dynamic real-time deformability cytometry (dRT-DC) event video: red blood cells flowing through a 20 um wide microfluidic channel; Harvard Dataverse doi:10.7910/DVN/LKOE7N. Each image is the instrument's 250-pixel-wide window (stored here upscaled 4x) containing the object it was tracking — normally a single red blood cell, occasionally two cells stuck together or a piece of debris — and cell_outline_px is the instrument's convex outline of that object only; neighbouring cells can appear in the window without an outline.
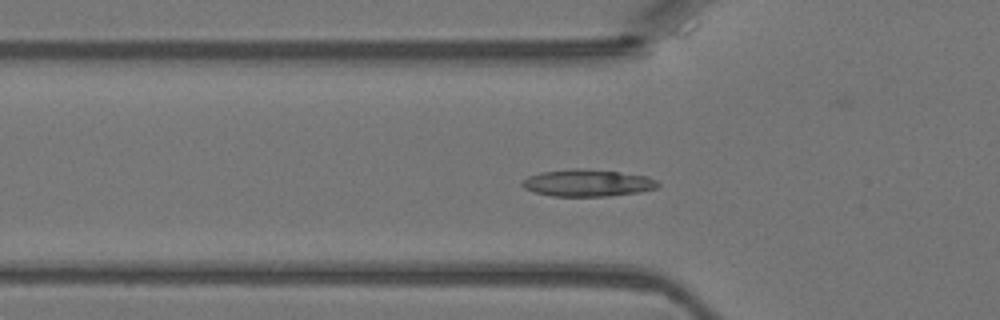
{"species": "Egyptian fruit bat (a non-hibernating species)", "species_latin": "Rousettus aegyptiacus", "temperature_condition": "warm", "stored_images_in_passage": 45, "camera_frame_rate_fps": 3000, "um_per_image_px": 0.085, "animal": {"sex": "female"}, "frame": {"image": 1, "passage_image": 14, "time_ms": 4.333, "image_size_px": [1000, 320], "cell_outline_px": [[660, 184], [656, 188], [640, 192], [608, 196], [552, 196], [536, 192], [524, 188], [520, 184], [528, 176], [540, 172], [572, 168], [580, 168], [620, 172], [648, 176], [656, 180]], "centroid_in_image_um": [49.95, 15.54], "position_along_channel_um": 75.9, "area_um2": 21.39}}
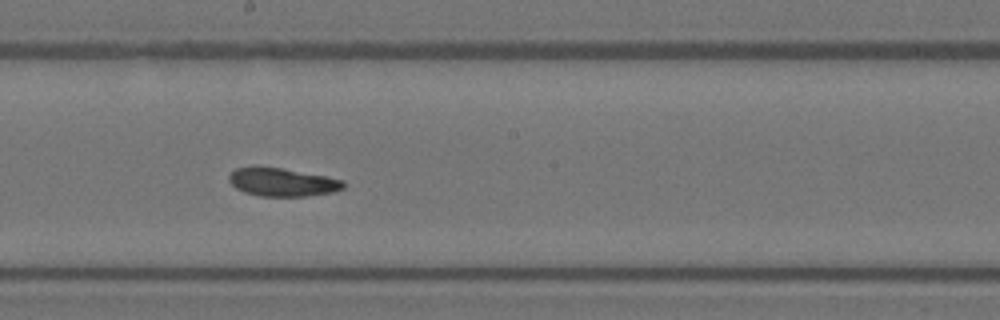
{"frame": {"image": 2, "passage_image": 24, "time_ms": 7.667, "image_size_px": [1000, 320], "cell_outline_px": [[348, 184], [344, 188], [332, 192], [308, 196], [260, 196], [244, 192], [236, 188], [228, 180], [228, 176], [236, 168], [252, 164], [256, 164], [280, 168], [324, 176], [344, 180]], "centroid_in_image_um": [23.96, 15.46], "position_along_channel_um": 224.2, "area_um2": 19.19}}
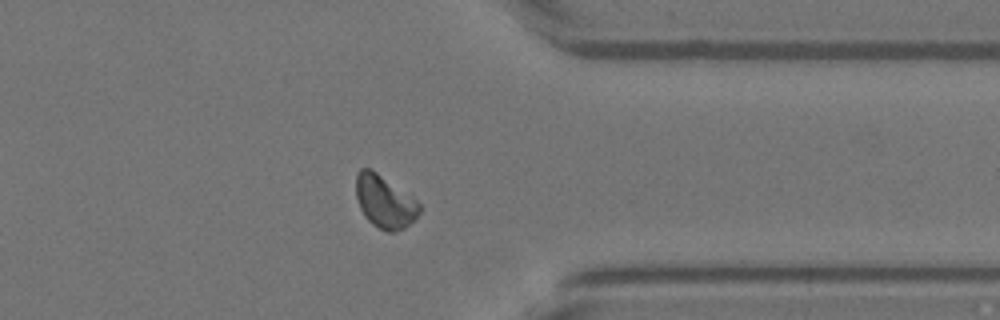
{"frame": {"image": 3, "passage_image": 35, "time_ms": 11.333, "image_size_px": [1000, 320], "cell_outline_px": [[424, 208], [404, 228], [392, 232], [388, 232], [372, 224], [364, 216], [360, 208], [356, 196], [356, 172], [360, 168], [368, 168], [376, 172], [412, 196]], "centroid_in_image_um": [32.69, 17.13], "position_along_channel_um": 378.7, "area_um2": 19.36}}